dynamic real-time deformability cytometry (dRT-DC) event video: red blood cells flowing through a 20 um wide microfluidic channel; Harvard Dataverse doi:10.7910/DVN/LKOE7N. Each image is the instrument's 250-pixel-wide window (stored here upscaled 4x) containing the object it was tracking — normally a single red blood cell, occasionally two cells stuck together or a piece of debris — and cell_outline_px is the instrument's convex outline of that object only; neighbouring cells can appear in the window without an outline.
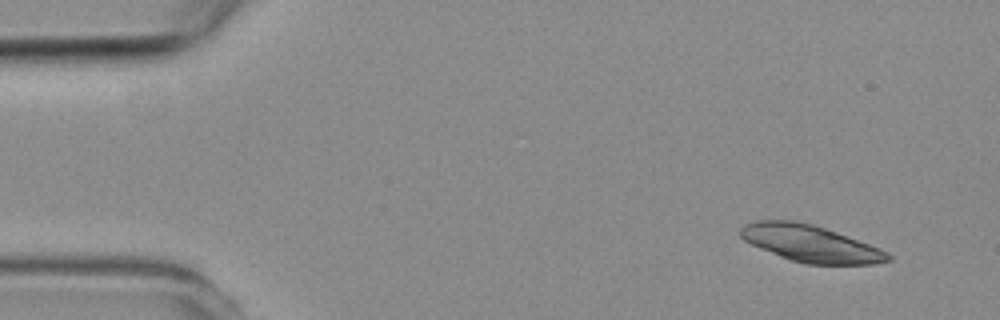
{"species": "common noctule bat (a hibernating species)", "species_latin": "Nyctalus noctula", "temperature_condition": "room temperature", "stored_images_in_passage": 3, "camera_frame_rate_fps": 3000, "um_per_image_px": 0.085, "animal": {"sex": "female", "body_mass_g": 19.3, "forearm_length_mm": 54.1}, "frame": {"image": 1, "passage_image": 1, "time_ms": 0.0, "image_size_px": [1000, 320], "cell_outline_px": [[892, 260], [872, 264], [804, 264], [780, 256], [760, 248], [744, 240], [740, 236], [740, 228], [744, 224], [756, 220], [796, 220], [812, 224], [836, 232], [880, 248], [888, 252], [892, 256]], "centroid_in_image_um": [68.88, 20.69], "position_along_channel_um": 16.1, "area_um2": 31.5}}